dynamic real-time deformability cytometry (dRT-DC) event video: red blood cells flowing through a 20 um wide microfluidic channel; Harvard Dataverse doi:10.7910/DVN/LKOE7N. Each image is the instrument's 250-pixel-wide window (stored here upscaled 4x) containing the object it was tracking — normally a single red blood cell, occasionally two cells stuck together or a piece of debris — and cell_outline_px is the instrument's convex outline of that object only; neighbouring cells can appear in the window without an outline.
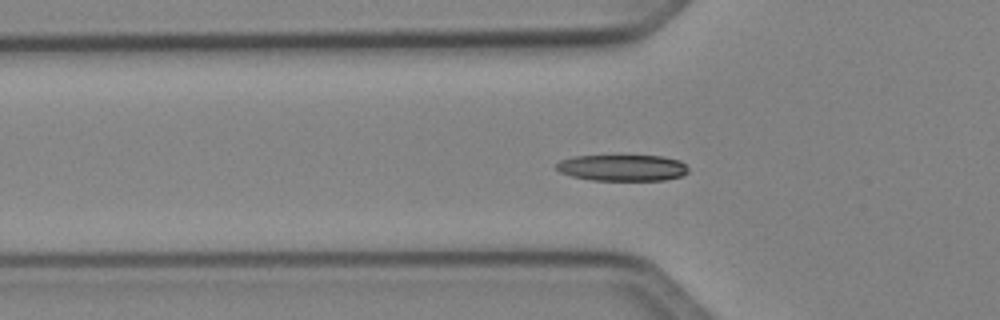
{"species": "Egyptian fruit bat (a non-hibernating species)", "species_latin": "Rousettus aegyptiacus", "temperature_condition": "cold", "stored_images_in_passage": 48, "camera_frame_rate_fps": 3000, "um_per_image_px": 0.085, "animal": {"sex": "female"}, "frame": {"image": 1, "passage_image": 13, "time_ms": 4.0, "image_size_px": [1000, 320], "cell_outline_px": [[688, 172], [680, 176], [664, 180], [592, 180], [572, 176], [560, 172], [556, 168], [556, 164], [560, 160], [572, 156], [660, 156], [680, 160], [688, 168]], "centroid_in_image_um": [52.89, 14.26], "position_along_channel_um": 72.9, "area_um2": 20.11}}
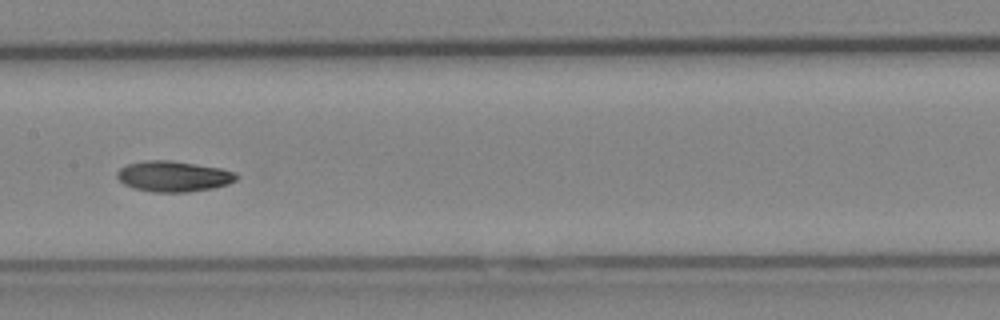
{"frame": {"image": 2, "passage_image": 22, "time_ms": 7.0, "image_size_px": [1000, 320], "cell_outline_px": [[240, 176], [236, 180], [228, 184], [212, 188], [188, 192], [152, 192], [132, 188], [124, 184], [116, 176], [116, 172], [120, 168], [128, 164], [148, 160], [168, 160], [220, 168], [236, 172]], "centroid_in_image_um": [14.75, 14.99], "position_along_channel_um": 192.7, "area_um2": 21.33}}
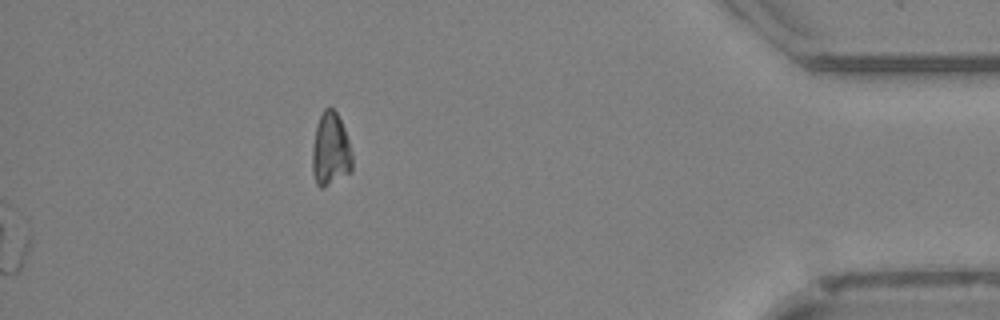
{"frame": {"image": 3, "passage_image": 48, "time_ms": 15.667, "image_size_px": [1000, 320], "cell_outline_px": [[352, 172], [320, 188], [316, 184], [312, 172], [312, 148], [316, 124], [324, 108], [332, 108], [336, 112], [344, 128], [348, 140], [352, 156]], "centroid_in_image_um": [28.08, 12.72], "position_along_channel_um": 407.1, "area_um2": 16.99}, "authors_computed_cell_mechanics": {"area_um2": 20.2878, "velocity_mm_per_s": 4.0127, "shape_relaxation_time_tau1_ms": 3.9875, "shape_relaxation_time_tau2_ms": 6.9995, "deformation_change_tau1": 0.12, "deformation_change_tau2": 0.1299}}